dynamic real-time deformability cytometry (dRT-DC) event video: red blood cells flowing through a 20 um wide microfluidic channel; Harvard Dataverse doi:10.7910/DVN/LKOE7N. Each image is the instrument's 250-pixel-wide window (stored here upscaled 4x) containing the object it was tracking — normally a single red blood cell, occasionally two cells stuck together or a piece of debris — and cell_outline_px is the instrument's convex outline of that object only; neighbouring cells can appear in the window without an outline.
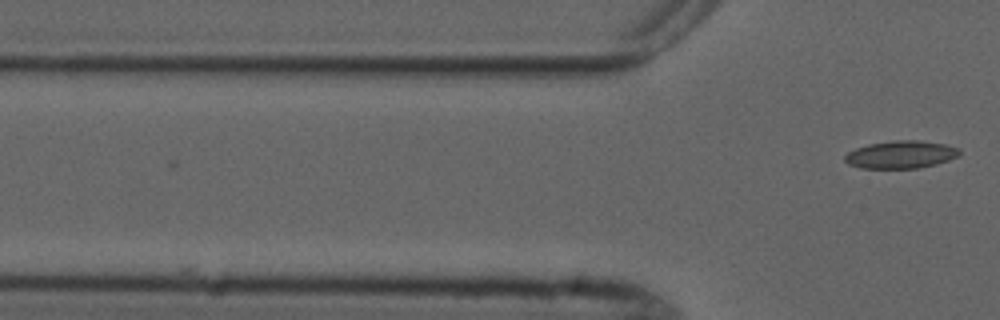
{"species": "common noctule bat (a hibernating species)", "species_latin": "Nyctalus noctula", "temperature_condition": "cold", "stored_images_in_passage": 4, "camera_frame_rate_fps": 3000, "um_per_image_px": 0.085, "animal": {"sex": "male", "forearm_length_mm": 52.5}, "frame": {"image": 1, "passage_image": 4, "time_ms": 3.667, "image_size_px": [1000, 320], "cell_outline_px": [[960, 156], [936, 164], [920, 168], [860, 168], [848, 164], [844, 160], [844, 156], [848, 152], [856, 148], [868, 144], [892, 140], [916, 140], [944, 144], [960, 148]], "centroid_in_image_um": [76.57, 13.14], "position_along_channel_um": 49.2, "area_um2": 18.55}}